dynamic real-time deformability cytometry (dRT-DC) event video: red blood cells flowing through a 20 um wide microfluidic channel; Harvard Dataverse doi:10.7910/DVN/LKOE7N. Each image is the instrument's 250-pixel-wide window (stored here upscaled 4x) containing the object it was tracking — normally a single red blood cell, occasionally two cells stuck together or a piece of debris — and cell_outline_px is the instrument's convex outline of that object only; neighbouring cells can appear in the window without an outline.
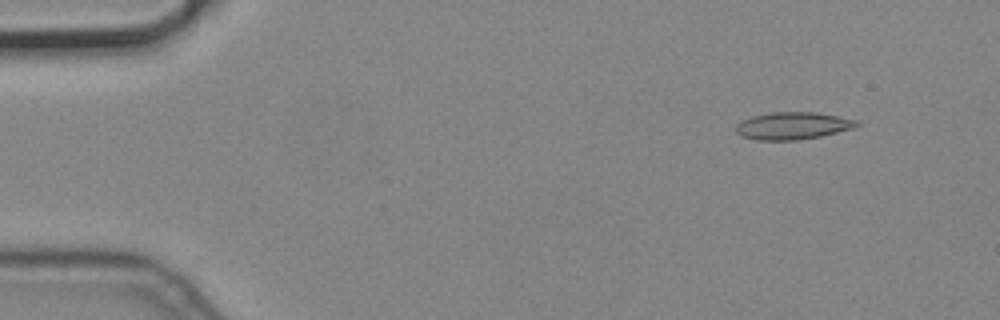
{"species": "common noctule bat (a hibernating species)", "species_latin": "Nyctalus noctula", "temperature_condition": "cold", "stored_images_in_passage": 48, "camera_frame_rate_fps": 3000, "um_per_image_px": 0.085, "animal": {"sex": "male", "body_mass_g": 19.2, "forearm_length_mm": 51.8}, "frame": {"image": 1, "passage_image": 1, "time_ms": 0.0, "image_size_px": [1000, 320], "cell_outline_px": [[860, 124], [852, 128], [820, 136], [800, 140], [756, 140], [740, 136], [736, 132], [736, 124], [740, 120], [752, 116], [772, 112], [816, 112], [860, 120]], "centroid_in_image_um": [67.36, 10.69], "position_along_channel_um": 17.6, "area_um2": 19.36}}
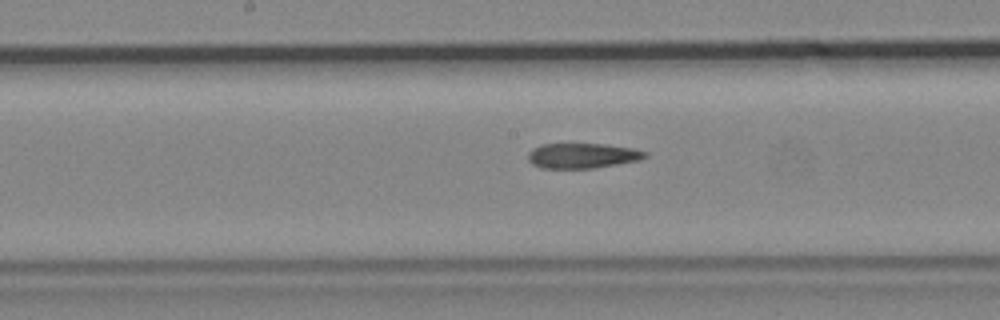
{"frame": {"image": 2, "passage_image": 24, "time_ms": 7.667, "image_size_px": [1000, 320], "cell_outline_px": [[648, 156], [640, 160], [592, 168], [540, 168], [532, 164], [528, 160], [528, 152], [532, 148], [540, 144], [604, 144], [632, 148], [648, 152]], "centroid_in_image_um": [49.48, 13.23], "position_along_channel_um": 198.7, "area_um2": 17.17}}
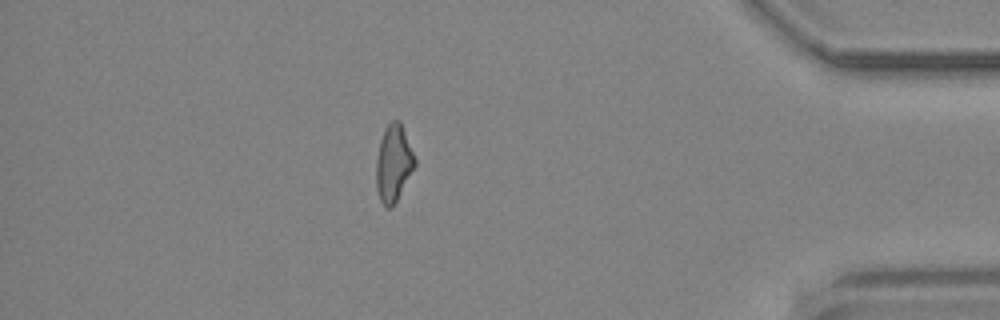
{"frame": {"image": 3, "passage_image": 44, "time_ms": 14.333, "image_size_px": [1000, 320], "cell_outline_px": [[416, 164], [392, 208], [388, 208], [380, 200], [376, 188], [376, 160], [380, 140], [384, 128], [392, 120], [400, 120], [416, 160]], "centroid_in_image_um": [33.43, 13.86], "position_along_channel_um": 401.8, "area_um2": 17.17}}